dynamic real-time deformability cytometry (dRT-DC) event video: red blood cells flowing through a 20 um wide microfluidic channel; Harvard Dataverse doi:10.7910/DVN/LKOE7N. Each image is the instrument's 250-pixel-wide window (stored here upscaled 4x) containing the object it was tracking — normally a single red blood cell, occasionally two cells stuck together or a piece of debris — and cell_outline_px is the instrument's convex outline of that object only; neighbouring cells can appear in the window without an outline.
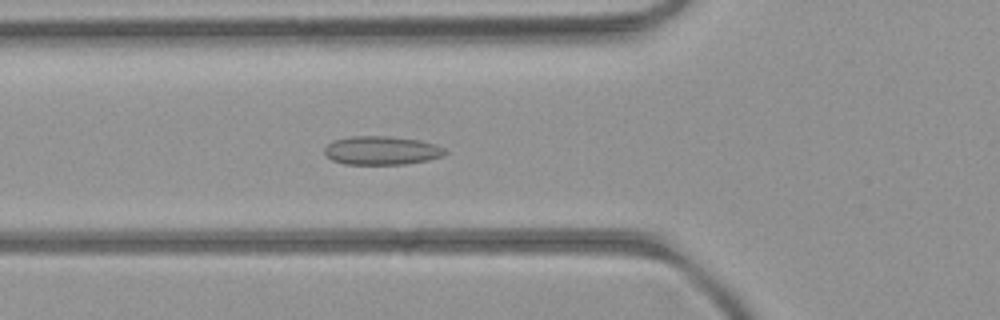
{"species": "common noctule bat (a hibernating species)", "species_latin": "Nyctalus noctula", "temperature_condition": "room temperature", "stored_images_in_passage": 52, "camera_frame_rate_fps": 3000, "um_per_image_px": 0.085, "animal": {"sex": "female", "body_mass_g": 21.9}, "frame": {"image": 1, "passage_image": 18, "time_ms": 5.667, "image_size_px": [1000, 320], "cell_outline_px": [[448, 152], [444, 156], [428, 160], [404, 164], [344, 164], [332, 160], [324, 152], [324, 148], [332, 140], [348, 136], [392, 136], [420, 140], [436, 144], [444, 148]], "centroid_in_image_um": [32.45, 12.78], "position_along_channel_um": 93.3, "area_um2": 20.35}}
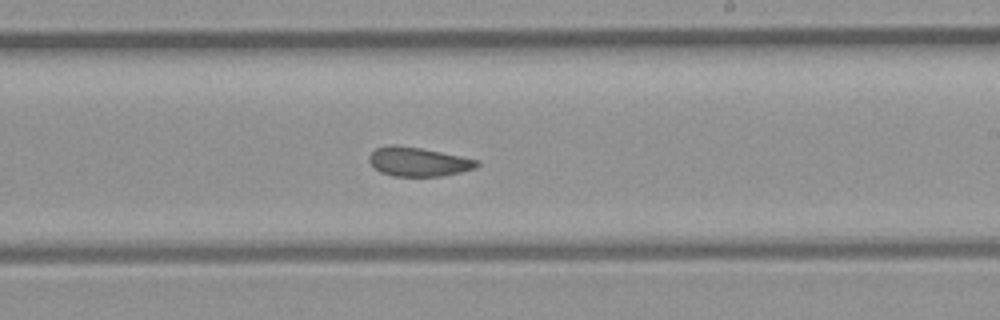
{"frame": {"image": 2, "passage_image": 30, "time_ms": 9.667, "image_size_px": [1000, 320], "cell_outline_px": [[480, 164], [476, 168], [460, 172], [440, 176], [392, 176], [380, 172], [368, 160], [368, 156], [376, 148], [388, 144], [396, 144], [420, 148], [480, 160]], "centroid_in_image_um": [35.54, 13.74], "position_along_channel_um": 253.5, "area_um2": 18.26}}
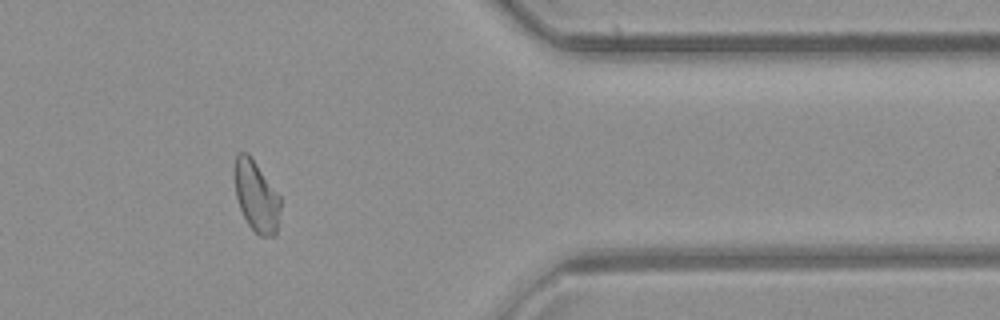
{"frame": {"image": 3, "passage_image": 42, "time_ms": 13.667, "image_size_px": [1000, 320], "cell_outline_px": [[280, 208], [276, 236], [260, 236], [248, 224], [240, 208], [236, 196], [232, 172], [232, 164], [236, 152], [248, 152], [280, 196]], "centroid_in_image_um": [21.74, 16.62], "position_along_channel_um": 389.7, "area_um2": 19.31}, "authors_computed_cell_mechanics": {"area_um2": 19.5942, "velocity_mm_per_s": 3.987, "shape_relaxation_time_tau1_ms": null, "shape_relaxation_time_tau2_ms": 2.6786, "deformation_change_tau1": null, "deformation_change_tau2": 0.0757}}